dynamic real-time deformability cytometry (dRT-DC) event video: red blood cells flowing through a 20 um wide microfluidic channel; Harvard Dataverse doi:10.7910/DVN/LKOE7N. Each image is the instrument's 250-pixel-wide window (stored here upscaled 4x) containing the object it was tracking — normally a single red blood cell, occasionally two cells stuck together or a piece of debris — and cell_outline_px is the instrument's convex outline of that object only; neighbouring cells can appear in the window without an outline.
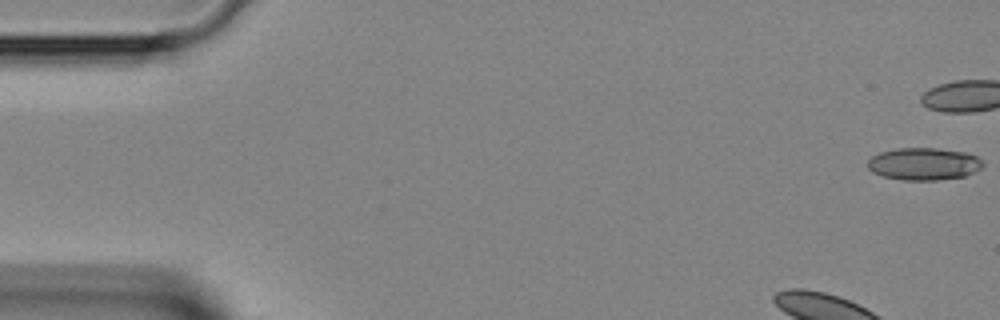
{"species": "Egyptian fruit bat (a non-hibernating species)", "species_latin": "Rousettus aegyptiacus", "temperature_condition": "room temperature", "stored_images_in_passage": 44, "camera_frame_rate_fps": 3000, "um_per_image_px": 0.085, "animal": {"sex": "female"}, "frame": {"image": 1, "passage_image": 1, "time_ms": 0.0, "image_size_px": [1000, 320], "cell_outline_px": [[984, 164], [980, 168], [964, 176], [936, 180], [904, 180], [884, 176], [872, 172], [868, 168], [868, 160], [872, 156], [880, 152], [896, 148], [936, 148], [968, 152], [976, 156]], "centroid_in_image_um": [78.51, 13.92], "position_along_channel_um": 6.5, "area_um2": 21.62}}